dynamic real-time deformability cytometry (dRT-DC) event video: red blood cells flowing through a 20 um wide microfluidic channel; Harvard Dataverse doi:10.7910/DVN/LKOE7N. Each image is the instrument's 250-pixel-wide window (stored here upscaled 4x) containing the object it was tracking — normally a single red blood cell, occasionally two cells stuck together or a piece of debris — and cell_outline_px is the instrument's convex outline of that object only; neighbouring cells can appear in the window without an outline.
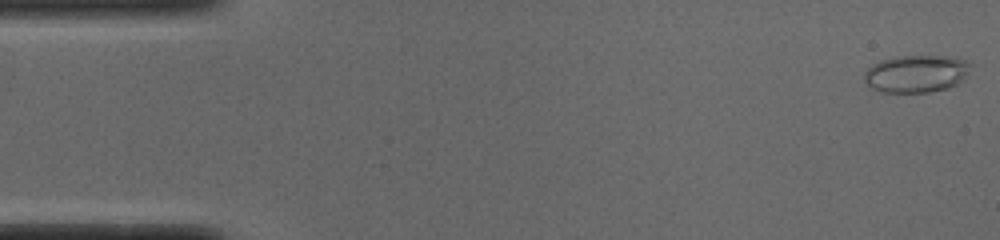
{"species": "common noctule bat (a hibernating species)", "species_latin": "Nyctalus noctula", "temperature_condition": "cold", "stored_images_in_passage": 52, "camera_frame_rate_fps": 3000, "um_per_image_px": 0.085, "animal": {"sex": "male", "body_mass_g": 19.0, "forearm_length_mm": 50.8}, "frame": {"image": 1, "passage_image": 1, "time_ms": 0.0, "image_size_px": [1000, 240], "cell_outline_px": [[972, 64], [968, 72], [960, 84], [948, 88], [928, 92], [880, 92], [872, 88], [864, 80], [864, 72], [872, 64], [880, 60], [896, 56], [956, 56]], "centroid_in_image_um": [77.9, 6.26], "position_along_channel_um": 7.1, "area_um2": 23.47}}
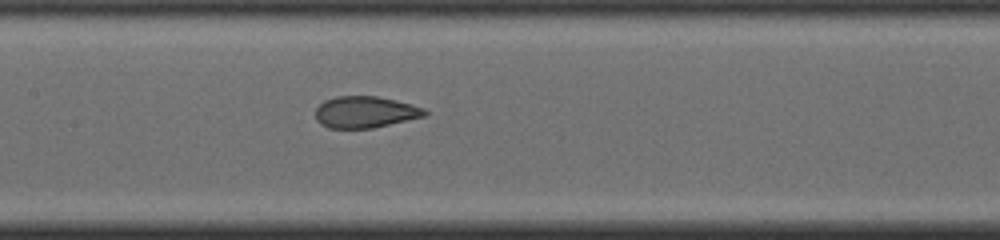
{"frame": {"image": 2, "passage_image": 24, "time_ms": 7.667, "image_size_px": [1000, 240], "cell_outline_px": [[428, 112], [424, 116], [372, 128], [328, 128], [320, 124], [316, 120], [316, 108], [324, 100], [336, 96], [376, 96], [396, 100], [412, 104], [424, 108]], "centroid_in_image_um": [31.01, 9.52], "position_along_channel_um": 176.4, "area_um2": 20.06}}
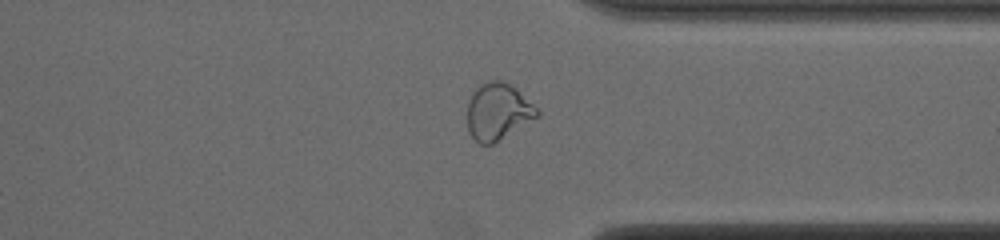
{"frame": {"image": 3, "passage_image": 39, "time_ms": 12.667, "image_size_px": [1000, 240], "cell_outline_px": [[540, 116], [492, 144], [480, 144], [468, 132], [468, 100], [472, 92], [480, 84], [488, 80], [500, 80], [516, 88], [540, 112]], "centroid_in_image_um": [42.31, 9.48], "position_along_channel_um": 369.1, "area_um2": 22.95}}